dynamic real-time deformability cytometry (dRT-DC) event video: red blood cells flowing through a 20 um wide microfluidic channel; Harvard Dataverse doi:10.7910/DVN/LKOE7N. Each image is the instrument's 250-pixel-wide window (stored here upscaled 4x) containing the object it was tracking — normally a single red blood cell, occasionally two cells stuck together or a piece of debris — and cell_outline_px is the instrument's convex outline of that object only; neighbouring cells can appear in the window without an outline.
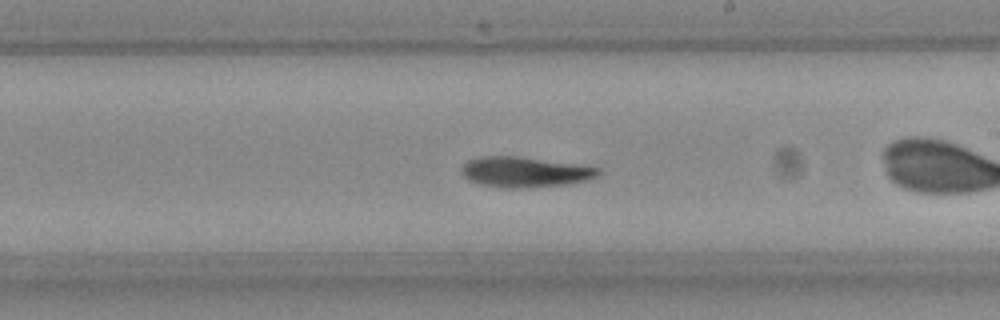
{"species": "Egyptian fruit bat (a non-hibernating species)", "species_latin": "Rousettus aegyptiacus", "temperature_condition": "room temperature", "stored_images_in_passage": 34, "camera_frame_rate_fps": 3000, "um_per_image_px": 0.085, "frame": {"image": 1, "passage_image": 15, "time_ms": 4.667, "image_size_px": [1000, 320], "cell_outline_px": [[600, 172], [596, 176], [584, 180], [568, 184], [524, 188], [500, 188], [480, 184], [468, 180], [464, 176], [464, 164], [468, 160], [480, 156], [516, 156], [600, 168]], "centroid_in_image_um": [44.56, 14.63], "position_along_channel_um": 244.4, "area_um2": 23.76}, "authors_computed_cell_mechanics": {"area_um2": 23.6402, "velocity_mm_per_s": 3.919, "shape_relaxation_time_tau1_ms": null, "shape_relaxation_time_tau2_ms": 7.6982, "deformation_change_tau1": null, "deformation_change_tau2": 0.1267}}